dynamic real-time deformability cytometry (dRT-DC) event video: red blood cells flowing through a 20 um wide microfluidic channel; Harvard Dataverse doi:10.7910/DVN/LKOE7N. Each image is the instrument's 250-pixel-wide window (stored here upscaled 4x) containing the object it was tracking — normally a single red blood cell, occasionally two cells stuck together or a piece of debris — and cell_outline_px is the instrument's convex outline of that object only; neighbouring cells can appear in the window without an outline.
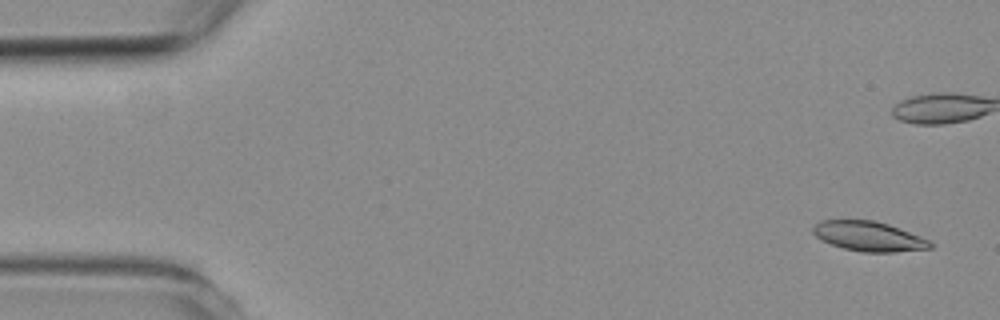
{"species": "common noctule bat (a hibernating species)", "species_latin": "Nyctalus noctula", "temperature_condition": "room temperature", "stored_images_in_passage": 8, "camera_frame_rate_fps": 3000, "um_per_image_px": 0.085, "animal": {"sex": "female", "body_mass_g": 19.3, "forearm_length_mm": 54.1}, "frame": {"image": 1, "passage_image": 1, "time_ms": 0.0, "image_size_px": [1000, 320], "cell_outline_px": [[932, 248], [892, 252], [860, 252], [844, 248], [820, 240], [812, 232], [812, 228], [820, 220], [872, 220], [888, 224], [932, 240]], "centroid_in_image_um": [73.85, 20.08], "position_along_channel_um": 11.1, "area_um2": 20.35}}